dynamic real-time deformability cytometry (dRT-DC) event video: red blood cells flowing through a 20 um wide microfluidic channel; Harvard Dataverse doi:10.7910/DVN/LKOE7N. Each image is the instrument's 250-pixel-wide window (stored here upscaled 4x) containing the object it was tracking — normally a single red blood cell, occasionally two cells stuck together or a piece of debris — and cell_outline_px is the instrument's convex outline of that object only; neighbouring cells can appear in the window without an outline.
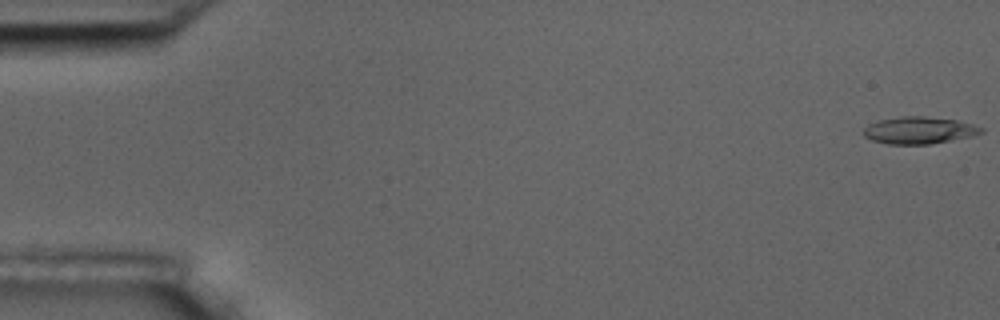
{"species": "common noctule bat (a hibernating species)", "species_latin": "Nyctalus noctula", "temperature_condition": "room temperature", "stored_images_in_passage": 9, "camera_frame_rate_fps": 3000, "um_per_image_px": 0.085, "animal": {"sex": "male", "body_mass_g": 17.5, "forearm_length_mm": 52.3}, "frame": {"image": 1, "passage_image": 1, "time_ms": 0.0, "image_size_px": [1000, 320], "cell_outline_px": [[984, 132], [972, 136], [928, 144], [888, 144], [872, 140], [864, 136], [860, 132], [868, 124], [880, 120], [900, 116], [924, 116], [956, 120], [972, 124], [984, 128]], "centroid_in_image_um": [78.09, 11.07], "position_along_channel_um": 6.9, "area_um2": 18.55}}
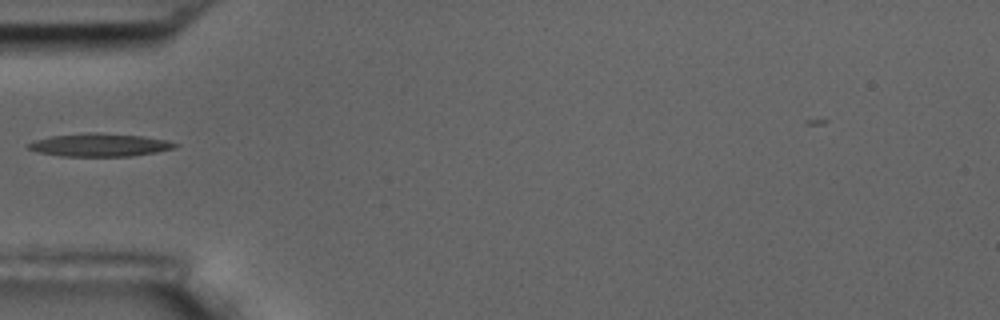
{"frame": {"image": 2, "passage_image": 6, "time_ms": 6.0, "image_size_px": [1000, 320], "cell_outline_px": [[180, 144], [176, 148], [156, 152], [132, 156], [60, 156], [36, 152], [28, 148], [28, 144], [36, 140], [48, 136], [88, 132], [96, 132], [140, 136], [164, 140]], "centroid_in_image_um": [8.45, 12.32], "position_along_channel_um": 76.6, "area_um2": 19.65}}
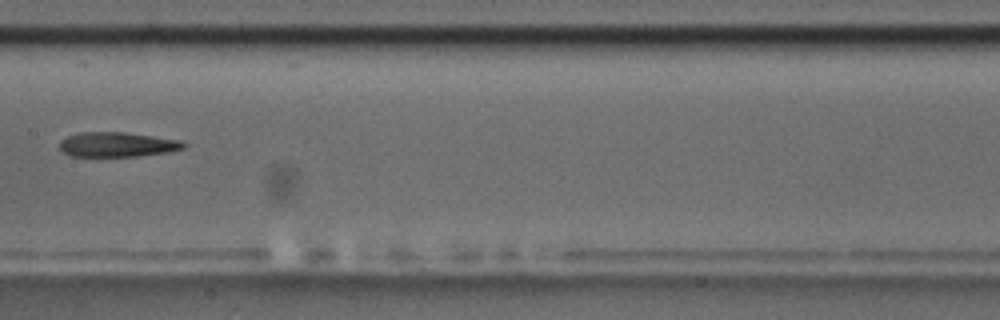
{"frame": {"image": 3, "passage_image": 9, "time_ms": 9.333, "image_size_px": [1000, 320], "cell_outline_px": [[188, 144], [184, 148], [164, 152], [136, 156], [72, 156], [64, 152], [60, 148], [60, 140], [68, 136], [80, 132], [124, 132], [180, 140]], "centroid_in_image_um": [9.95, 12.27], "position_along_channel_um": 197.5, "area_um2": 17.63}}